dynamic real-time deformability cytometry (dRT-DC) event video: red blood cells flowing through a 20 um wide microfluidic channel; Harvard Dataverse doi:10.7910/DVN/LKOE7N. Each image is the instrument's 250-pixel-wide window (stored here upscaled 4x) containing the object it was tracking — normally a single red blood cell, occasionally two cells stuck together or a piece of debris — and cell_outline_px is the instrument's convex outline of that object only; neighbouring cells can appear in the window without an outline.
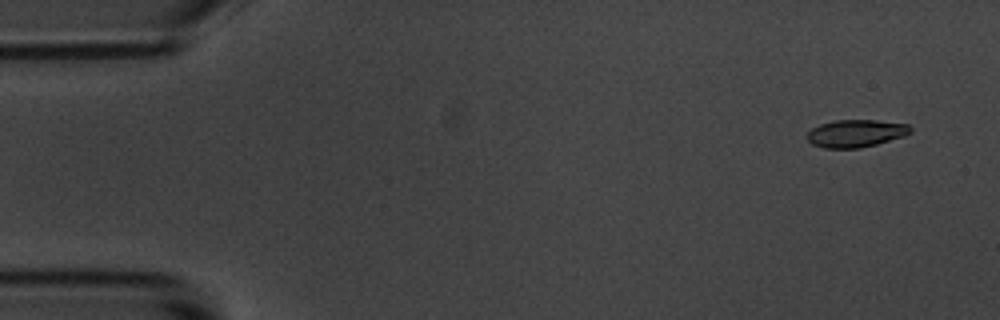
{"species": "common noctule bat (a hibernating species)", "species_latin": "Nyctalus noctula", "temperature_condition": "room temperature", "stored_images_in_passage": 5, "camera_frame_rate_fps": 3000, "um_per_image_px": 0.085, "animal": {"sex": "male", "body_mass_g": 20.1, "forearm_length_mm": 53.5}, "frame": {"image": 1, "passage_image": 1, "time_ms": 0.0, "image_size_px": [1000, 320], "cell_outline_px": [[912, 132], [904, 136], [876, 144], [860, 148], [824, 148], [812, 144], [808, 140], [808, 132], [812, 128], [820, 124], [836, 120], [876, 120], [908, 124], [912, 128]], "centroid_in_image_um": [72.76, 11.33], "position_along_channel_um": 12.2, "area_um2": 16.53}}